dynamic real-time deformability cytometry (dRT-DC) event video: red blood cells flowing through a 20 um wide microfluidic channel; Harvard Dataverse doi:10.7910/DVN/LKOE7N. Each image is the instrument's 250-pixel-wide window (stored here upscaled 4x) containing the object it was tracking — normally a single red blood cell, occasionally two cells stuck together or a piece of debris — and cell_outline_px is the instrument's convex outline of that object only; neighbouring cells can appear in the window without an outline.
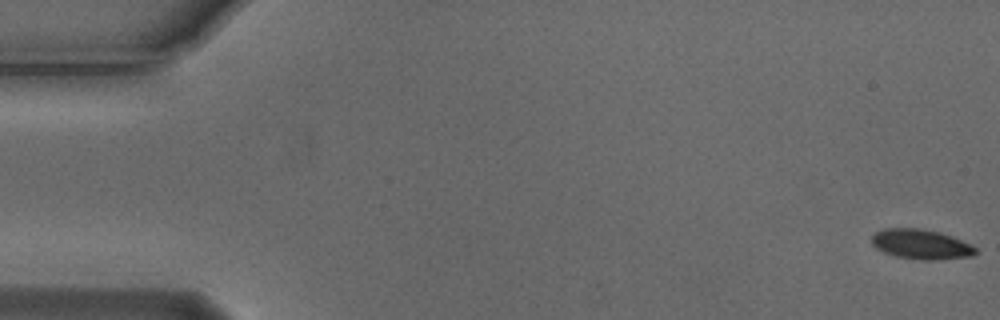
{"species": "Egyptian fruit bat (a non-hibernating species)", "species_latin": "Rousettus aegyptiacus", "temperature_condition": "cold", "stored_images_in_passage": 6, "segment_of_instrument_passage": [1, 2], "camera_frame_rate_fps": 3000, "um_per_image_px": 0.085, "animal": {"sex": "male"}, "frame": {"image": 1, "passage_image": 1, "time_ms": 0.0, "image_size_px": [1000, 320], "cell_outline_px": [[976, 252], [972, 256], [936, 260], [920, 260], [896, 256], [884, 252], [876, 248], [872, 244], [872, 236], [876, 232], [884, 228], [920, 228], [940, 232], [952, 236], [976, 248]], "centroid_in_image_um": [78.26, 20.76], "position_along_channel_um": 6.7, "area_um2": 17.98}}